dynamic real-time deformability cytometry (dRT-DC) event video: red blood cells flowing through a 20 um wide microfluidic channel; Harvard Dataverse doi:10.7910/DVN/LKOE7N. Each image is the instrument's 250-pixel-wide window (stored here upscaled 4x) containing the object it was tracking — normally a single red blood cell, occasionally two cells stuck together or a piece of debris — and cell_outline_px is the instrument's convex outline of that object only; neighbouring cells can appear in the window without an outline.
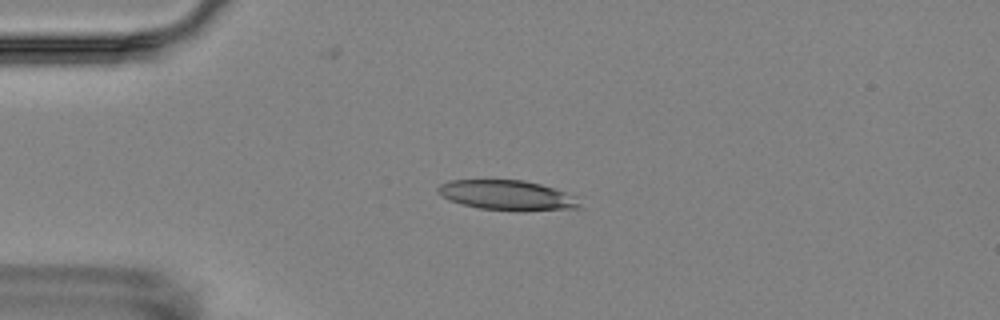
{"species": "Egyptian fruit bat (a non-hibernating species)", "species_latin": "Rousettus aegyptiacus", "temperature_condition": "room temperature", "stored_images_in_passage": 4, "camera_frame_rate_fps": 3000, "um_per_image_px": 0.085, "animal": {"sex": "female"}, "frame": {"image": 1, "passage_image": 3, "time_ms": 2.0, "image_size_px": [1000, 320], "cell_outline_px": [[584, 208], [524, 212], [516, 212], [480, 208], [448, 200], [436, 192], [436, 188], [440, 184], [452, 180], [524, 180], [540, 184], [576, 196]], "centroid_in_image_um": [43.15, 16.62], "position_along_channel_um": 41.8, "area_um2": 25.14}}